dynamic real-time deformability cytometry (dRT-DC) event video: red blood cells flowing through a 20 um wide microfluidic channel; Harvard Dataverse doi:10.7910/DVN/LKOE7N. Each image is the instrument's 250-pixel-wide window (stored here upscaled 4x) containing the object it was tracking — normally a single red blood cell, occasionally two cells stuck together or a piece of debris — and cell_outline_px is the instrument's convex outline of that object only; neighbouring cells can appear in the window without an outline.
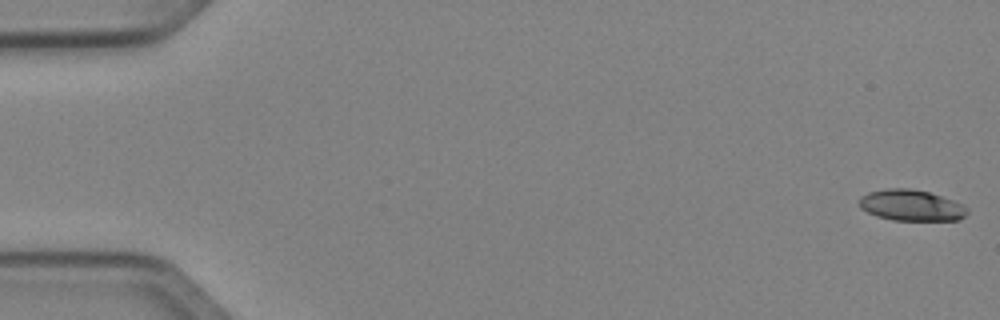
{"species": "Egyptian fruit bat (a non-hibernating species)", "species_latin": "Rousettus aegyptiacus", "temperature_condition": "cold", "stored_images_in_passage": 13, "camera_frame_rate_fps": 3000, "um_per_image_px": 0.085, "animal": {"sex": "female"}, "frame": {"image": 1, "passage_image": 1, "time_ms": 0.0, "image_size_px": [1000, 320], "cell_outline_px": [[968, 212], [960, 220], [892, 220], [876, 216], [860, 208], [860, 196], [868, 192], [888, 188], [908, 188], [928, 192], [964, 204], [968, 208]], "centroid_in_image_um": [77.46, 17.45], "position_along_channel_um": 7.5, "area_um2": 19.54}}
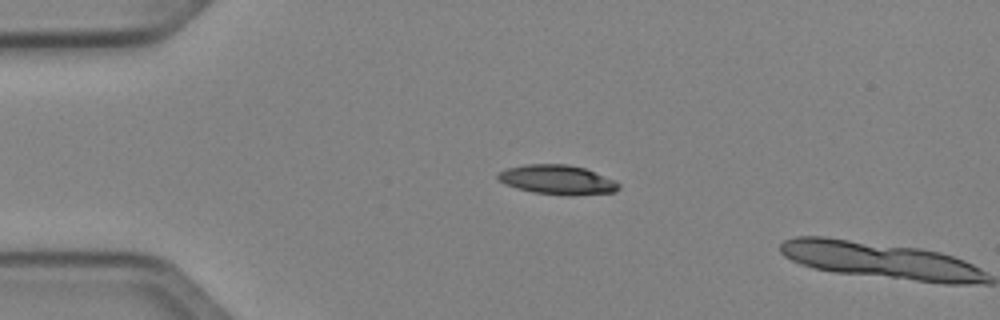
{"frame": {"image": 2, "passage_image": 12, "time_ms": 3.667, "image_size_px": [1000, 320], "cell_outline_px": [[620, 188], [616, 192], [572, 196], [568, 196], [532, 192], [516, 188], [504, 184], [496, 176], [500, 172], [508, 168], [524, 164], [568, 164], [584, 168], [616, 180], [620, 184]], "centroid_in_image_um": [47.41, 15.29], "position_along_channel_um": 37.6, "area_um2": 20.92}}